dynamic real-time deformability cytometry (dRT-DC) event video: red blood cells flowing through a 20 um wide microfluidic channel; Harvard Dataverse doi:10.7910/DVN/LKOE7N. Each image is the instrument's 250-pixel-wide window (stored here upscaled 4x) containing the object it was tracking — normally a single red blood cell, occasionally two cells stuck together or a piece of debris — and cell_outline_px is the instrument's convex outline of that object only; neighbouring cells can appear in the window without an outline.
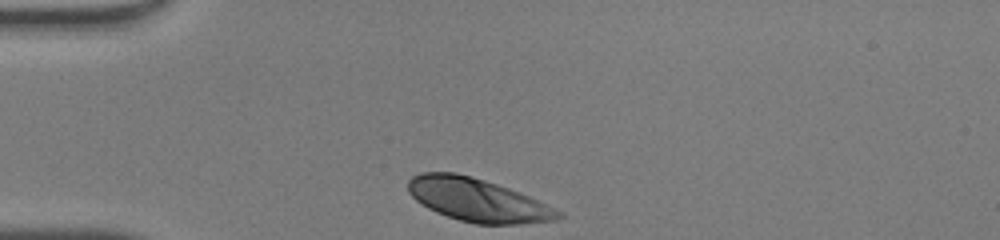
{"species": "human", "species_latin": "Homo sapiens", "temperature_condition": "warm", "stored_images_in_passage": 28, "camera_frame_rate_fps": 3000, "um_per_image_px": 0.085, "donor": {"sex": "male"}, "frame": {"image": 1, "passage_image": 1, "time_ms": 0.0, "image_size_px": [1000, 240], "cell_outline_px": [[564, 216], [556, 220], [520, 224], [476, 224], [460, 220], [436, 212], [420, 204], [408, 192], [408, 180], [412, 176], [420, 172], [456, 172], [472, 176], [520, 192], [564, 212]], "centroid_in_image_um": [40.59, 16.99], "position_along_channel_um": 44.4, "area_um2": 37.8}}
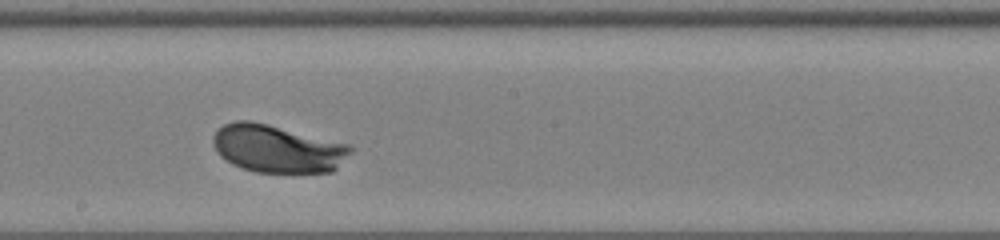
{"frame": {"image": 2, "passage_image": 16, "time_ms": 5.0, "image_size_px": [1000, 240], "cell_outline_px": [[352, 152], [332, 172], [256, 172], [232, 164], [220, 156], [212, 144], [212, 136], [224, 124], [236, 120], [252, 120], [352, 144]], "centroid_in_image_um": [23.59, 12.62], "position_along_channel_um": 224.6, "area_um2": 38.44}}
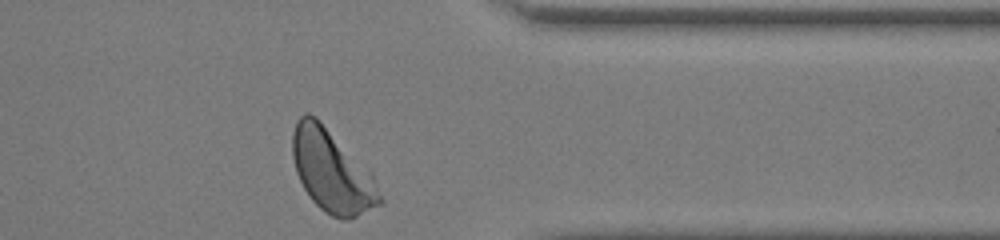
{"frame": {"image": 3, "passage_image": 28, "time_ms": 9.0, "image_size_px": [1000, 240], "cell_outline_px": [[384, 200], [380, 204], [348, 220], [340, 220], [324, 212], [312, 200], [304, 188], [296, 172], [292, 156], [292, 132], [296, 120], [304, 112], [308, 112], [316, 116], [372, 172]], "centroid_in_image_um": [28.21, 14.53], "position_along_channel_um": 383.2, "area_um2": 42.19}, "authors_computed_cell_mechanics": {"area_um2": 37.8301, "velocity_mm_per_s": 4.1775, "shape_relaxation_time_tau1_ms": 1.2042, "shape_relaxation_time_tau2_ms": null, "deformation_change_tau1": 0.1385, "deformation_change_tau2": null}}